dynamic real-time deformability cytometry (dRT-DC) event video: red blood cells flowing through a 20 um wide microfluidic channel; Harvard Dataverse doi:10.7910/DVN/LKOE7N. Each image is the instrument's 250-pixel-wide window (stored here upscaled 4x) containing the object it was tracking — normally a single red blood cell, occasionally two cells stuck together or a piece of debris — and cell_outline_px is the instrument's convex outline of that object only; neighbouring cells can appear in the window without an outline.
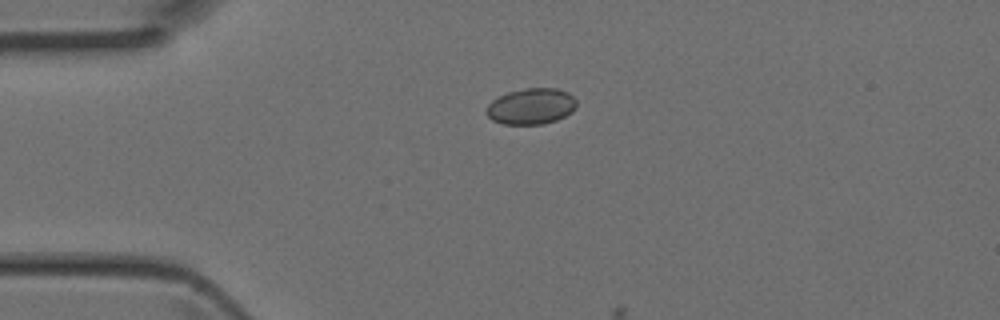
{"species": "Egyptian fruit bat (a non-hibernating species)", "species_latin": "Rousettus aegyptiacus", "temperature_condition": "room temperature", "stored_images_in_passage": 2, "camera_frame_rate_fps": 3000, "um_per_image_px": 0.085, "animal": {"sex": "female"}, "frame": {"image": 1, "passage_image": 1, "time_ms": 0.0, "image_size_px": [1000, 320], "cell_outline_px": [[576, 108], [572, 112], [556, 120], [544, 124], [504, 124], [492, 120], [484, 112], [488, 104], [492, 100], [508, 92], [524, 88], [556, 88], [568, 92], [576, 100]], "centroid_in_image_um": [45.14, 9.03], "position_along_channel_um": 39.9, "area_um2": 19.02}}